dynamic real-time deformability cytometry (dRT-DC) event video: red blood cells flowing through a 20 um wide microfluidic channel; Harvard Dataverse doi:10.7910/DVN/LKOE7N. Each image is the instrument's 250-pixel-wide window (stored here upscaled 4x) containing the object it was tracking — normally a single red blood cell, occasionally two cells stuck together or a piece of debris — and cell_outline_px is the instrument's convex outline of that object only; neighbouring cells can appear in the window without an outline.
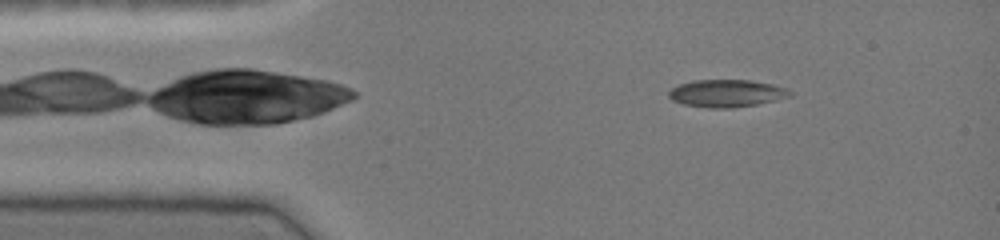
{"species": "common noctule bat (a hibernating species)", "species_latin": "Nyctalus noctula", "temperature_condition": "cold", "stored_images_in_passage": 41, "camera_frame_rate_fps": 3000, "um_per_image_px": 0.085, "animal": {"sex": "female", "body_mass_g": 19.0, "forearm_length_mm": 51.5}, "frame": {"image": 1, "passage_image": 2, "time_ms": 0.333, "image_size_px": [1000, 240], "cell_outline_px": [[792, 96], [776, 100], [756, 104], [732, 108], [708, 108], [684, 104], [672, 100], [668, 96], [668, 92], [672, 88], [680, 84], [692, 80], [752, 80], [772, 84], [788, 88], [792, 92]], "centroid_in_image_um": [61.78, 7.93], "position_along_channel_um": 23.2, "area_um2": 19.48}}
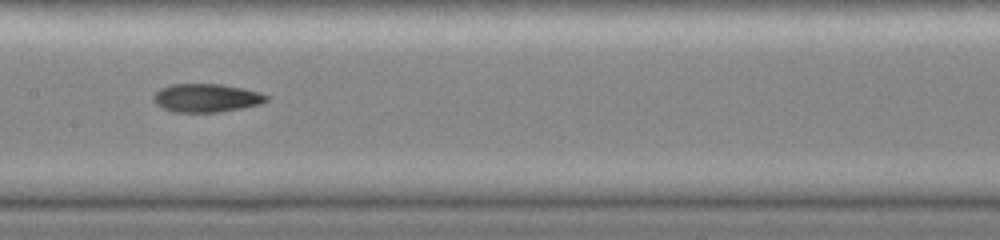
{"frame": {"image": 2, "passage_image": 18, "time_ms": 5.667, "image_size_px": [1000, 240], "cell_outline_px": [[268, 100], [260, 104], [240, 108], [216, 112], [172, 112], [156, 104], [152, 100], [152, 96], [160, 88], [172, 84], [220, 84], [244, 88], [260, 92], [268, 96]], "centroid_in_image_um": [17.52, 8.32], "position_along_channel_um": 189.9, "area_um2": 18.67}}
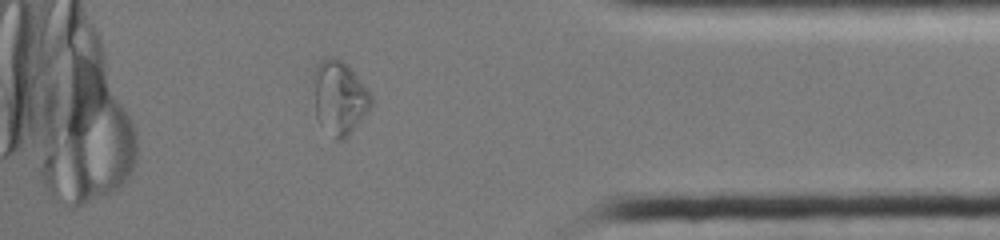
{"frame": {"image": 3, "passage_image": 35, "time_ms": 11.333, "image_size_px": [1000, 240], "cell_outline_px": [[372, 104], [368, 112], [348, 136], [344, 140], [336, 140], [320, 124], [316, 116], [312, 80], [312, 72], [316, 64], [320, 60], [328, 56], [340, 60], [356, 76], [372, 96]], "centroid_in_image_um": [28.8, 8.31], "position_along_channel_um": 406.4, "area_um2": 24.74}, "authors_computed_cell_mechanics": {"area_um2": 19.3052, "velocity_mm_per_s": 4.119, "shape_relaxation_time_tau1_ms": null, "shape_relaxation_time_tau2_ms": 2.9508, "deformation_change_tau1": null, "deformation_change_tau2": 0.086}}